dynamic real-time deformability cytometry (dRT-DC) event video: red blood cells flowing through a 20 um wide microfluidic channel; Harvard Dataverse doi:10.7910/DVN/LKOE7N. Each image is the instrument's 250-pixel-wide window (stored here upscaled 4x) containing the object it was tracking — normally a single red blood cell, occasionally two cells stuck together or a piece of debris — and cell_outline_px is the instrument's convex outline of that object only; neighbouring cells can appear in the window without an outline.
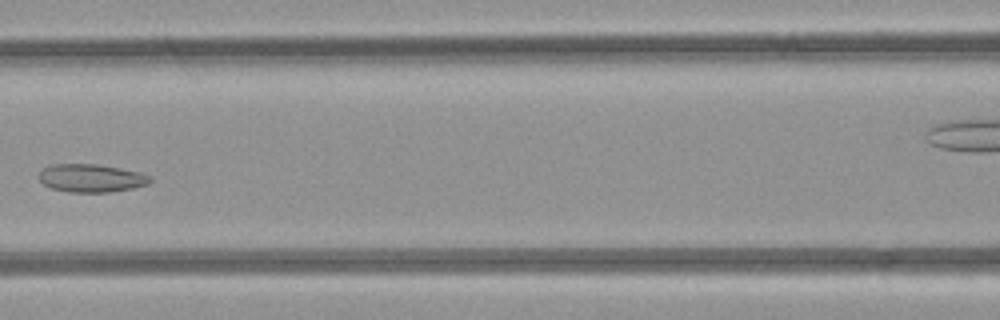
{"species": "common noctule bat (a hibernating species)", "species_latin": "Nyctalus noctula", "temperature_condition": "room temperature", "stored_images_in_passage": 6, "segment_of_instrument_passage": [1, 2], "camera_frame_rate_fps": 3000, "um_per_image_px": 0.085, "animal": {"sex": "female", "body_mass_g": 21.9}, "frame": {"image": 1, "passage_image": 4, "time_ms": 3.667, "image_size_px": [1000, 320], "cell_outline_px": [[152, 180], [148, 184], [132, 188], [108, 192], [68, 192], [52, 188], [44, 184], [40, 180], [40, 172], [48, 164], [96, 164], [120, 168], [140, 172], [152, 176]], "centroid_in_image_um": [7.77, 15.13], "position_along_channel_um": 158.8, "area_um2": 18.15}}
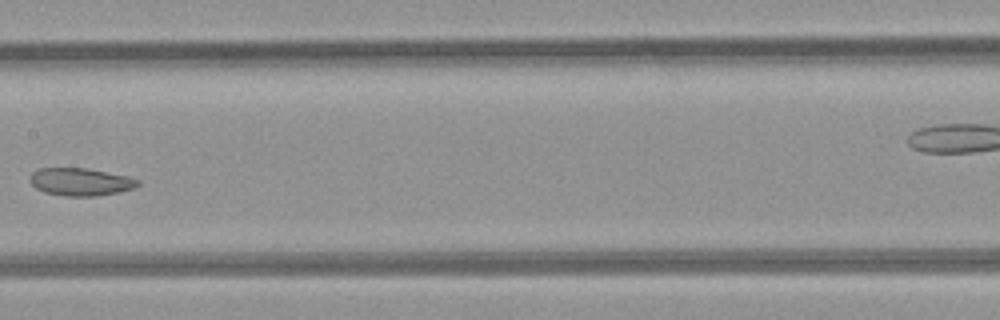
{"frame": {"image": 2, "passage_image": 5, "time_ms": 4.667, "image_size_px": [1000, 320], "cell_outline_px": [[140, 184], [136, 188], [120, 192], [96, 196], [64, 196], [44, 192], [36, 188], [32, 184], [32, 172], [36, 168], [88, 168], [128, 176], [140, 180]], "centroid_in_image_um": [6.9, 15.46], "position_along_channel_um": 200.5, "area_um2": 17.51}}